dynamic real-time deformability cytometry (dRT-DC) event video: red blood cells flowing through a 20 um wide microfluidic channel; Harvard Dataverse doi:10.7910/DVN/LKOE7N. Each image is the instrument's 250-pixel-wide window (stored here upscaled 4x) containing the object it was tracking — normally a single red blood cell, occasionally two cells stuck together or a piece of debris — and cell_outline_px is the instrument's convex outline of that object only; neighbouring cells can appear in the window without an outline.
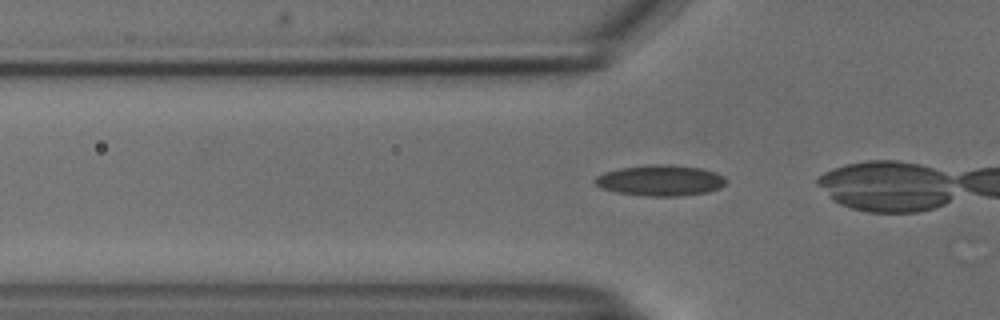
{"species": "common noctule bat (a hibernating species)", "species_latin": "Nyctalus noctula", "temperature_condition": "cold", "stored_images_in_passage": 14, "camera_frame_rate_fps": 3000, "um_per_image_px": 0.085, "animal": {"sex": "male", "body_mass_g": 18.8}, "frame": {"image": 1, "passage_image": 12, "time_ms": 3.667, "image_size_px": [1000, 320], "cell_outline_px": [[724, 184], [720, 188], [708, 192], [680, 196], [648, 196], [616, 192], [600, 188], [592, 180], [596, 176], [604, 172], [620, 168], [652, 164], [672, 164], [700, 168], [716, 172], [724, 176]], "centroid_in_image_um": [56.11, 15.33], "position_along_channel_um": 69.7, "area_um2": 23.64}}